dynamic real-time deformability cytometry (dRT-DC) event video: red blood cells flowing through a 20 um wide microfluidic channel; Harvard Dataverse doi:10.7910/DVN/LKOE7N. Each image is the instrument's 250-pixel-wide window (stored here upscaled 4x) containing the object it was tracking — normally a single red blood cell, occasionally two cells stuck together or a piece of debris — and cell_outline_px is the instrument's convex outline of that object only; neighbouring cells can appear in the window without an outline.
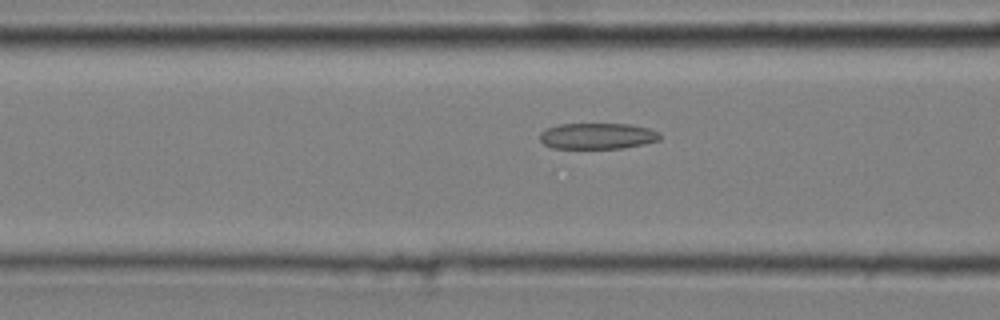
{"species": "common noctule bat (a hibernating species)", "species_latin": "Nyctalus noctula", "temperature_condition": "cold", "stored_images_in_passage": 29, "camera_frame_rate_fps": 3000, "um_per_image_px": 0.085, "animal": {"sex": "male", "body_mass_g": 20.4}, "frame": {"image": 1, "passage_image": 17, "time_ms": 5.333, "image_size_px": [1000, 320], "cell_outline_px": [[660, 140], [644, 144], [624, 148], [552, 148], [544, 144], [540, 140], [540, 132], [548, 128], [560, 124], [632, 124], [648, 128], [660, 132]], "centroid_in_image_um": [50.81, 11.56], "position_along_channel_um": 115.8, "area_um2": 18.26}}
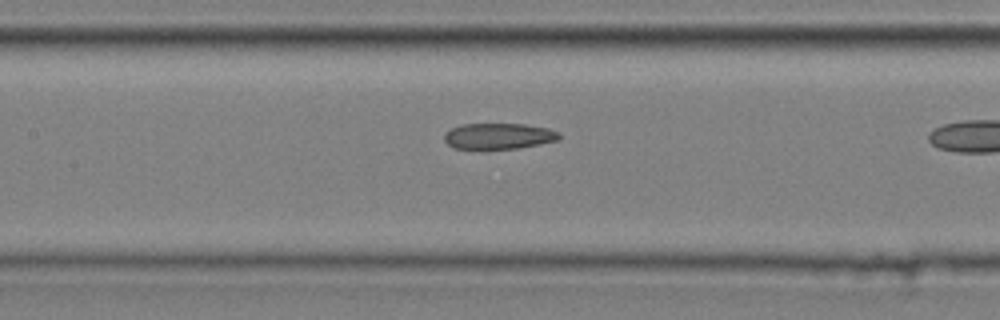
{"frame": {"image": 2, "passage_image": 21, "time_ms": 6.667, "image_size_px": [1000, 320], "cell_outline_px": [[560, 140], [540, 144], [516, 148], [452, 148], [444, 140], [444, 132], [460, 124], [524, 124], [548, 128], [560, 132]], "centroid_in_image_um": [42.39, 11.56], "position_along_channel_um": 165.0, "area_um2": 17.34}}